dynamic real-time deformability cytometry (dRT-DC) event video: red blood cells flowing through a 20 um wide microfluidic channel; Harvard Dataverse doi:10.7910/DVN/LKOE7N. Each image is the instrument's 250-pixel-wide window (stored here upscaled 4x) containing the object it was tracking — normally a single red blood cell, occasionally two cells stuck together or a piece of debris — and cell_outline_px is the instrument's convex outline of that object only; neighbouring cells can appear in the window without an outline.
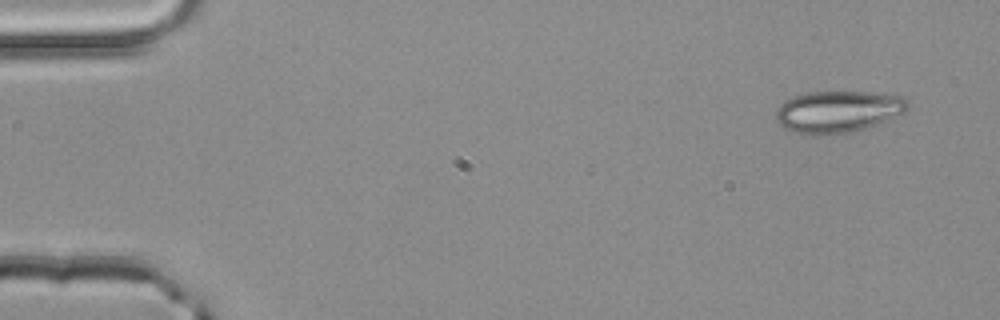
{"species": "common noctule bat (a hibernating species)", "species_latin": "Nyctalus noctula", "temperature_condition": "room temperature", "stored_images_in_passage": 4, "camera_frame_rate_fps": 3000, "um_per_image_px": 0.085, "animal": {"sex": "male", "body_mass_g": 20.4}, "frame": {"image": 1, "passage_image": 1, "time_ms": 0.0, "image_size_px": [1000, 320], "cell_outline_px": [[912, 104], [904, 112], [888, 120], [868, 128], [856, 132], [816, 136], [804, 136], [784, 128], [776, 120], [776, 108], [784, 100], [808, 92], [872, 92], [900, 96], [908, 100]], "centroid_in_image_um": [71.23, 9.52], "position_along_channel_um": 13.8, "area_um2": 32.77}}